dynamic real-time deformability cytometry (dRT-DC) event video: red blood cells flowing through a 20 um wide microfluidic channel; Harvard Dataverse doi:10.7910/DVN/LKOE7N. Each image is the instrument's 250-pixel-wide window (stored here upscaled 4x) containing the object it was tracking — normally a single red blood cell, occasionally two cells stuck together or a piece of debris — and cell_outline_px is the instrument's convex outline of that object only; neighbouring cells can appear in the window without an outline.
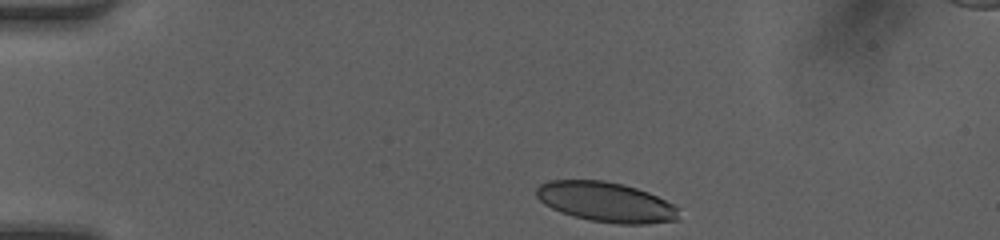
{"species": "human", "species_latin": "Homo sapiens", "temperature_condition": "room temperature", "stored_images_in_passage": 40, "camera_frame_rate_fps": 3000, "um_per_image_px": 0.085, "donor": {"sex": "female"}, "frame": {"image": 1, "passage_image": 1, "time_ms": 0.0, "image_size_px": [1000, 240], "cell_outline_px": [[680, 220], [648, 224], [616, 224], [588, 220], [560, 212], [544, 204], [536, 196], [536, 188], [540, 184], [548, 180], [604, 180], [624, 184], [648, 192], [672, 204], [676, 208]], "centroid_in_image_um": [51.49, 17.17], "position_along_channel_um": 33.5, "area_um2": 33.23}}
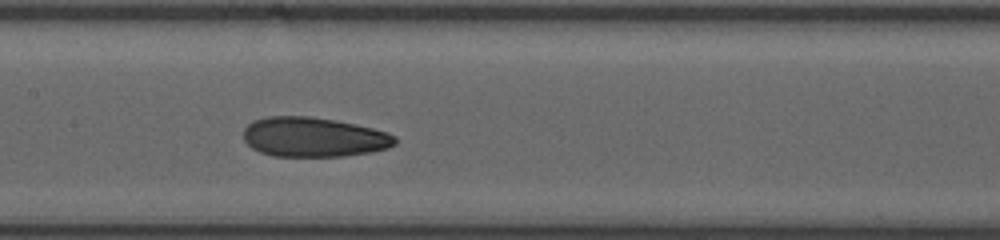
{"frame": {"image": 2, "passage_image": 16, "time_ms": 5.0, "image_size_px": [1000, 240], "cell_outline_px": [[396, 144], [388, 148], [372, 152], [344, 156], [272, 156], [260, 152], [252, 148], [244, 140], [244, 128], [252, 120], [268, 116], [308, 116], [336, 120], [372, 128], [388, 132], [396, 136]], "centroid_in_image_um": [26.66, 11.65], "position_along_channel_um": 180.7, "area_um2": 35.2}}
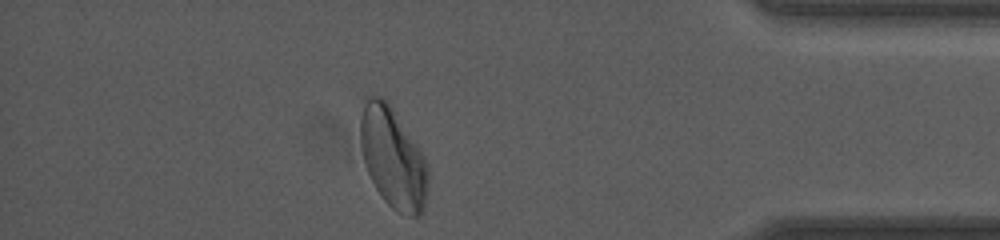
{"frame": {"image": 3, "passage_image": 34, "time_ms": 11.0, "image_size_px": [1000, 240], "cell_outline_px": [[428, 184], [424, 212], [420, 216], [408, 216], [396, 212], [384, 200], [376, 188], [368, 172], [364, 160], [360, 144], [360, 116], [364, 104], [368, 96], [380, 96], [392, 108], [424, 156], [428, 164]], "centroid_in_image_um": [33.41, 13.47], "position_along_channel_um": 401.8, "area_um2": 39.48}, "authors_computed_cell_mechanics": {"area_um2": 34.7667, "velocity_mm_per_s": 4.2277, "shape_relaxation_time_tau1_ms": 5.3762, "shape_relaxation_time_tau2_ms": 2.4101, "deformation_change_tau1": 0.1498, "deformation_change_tau2": 0.0945}}